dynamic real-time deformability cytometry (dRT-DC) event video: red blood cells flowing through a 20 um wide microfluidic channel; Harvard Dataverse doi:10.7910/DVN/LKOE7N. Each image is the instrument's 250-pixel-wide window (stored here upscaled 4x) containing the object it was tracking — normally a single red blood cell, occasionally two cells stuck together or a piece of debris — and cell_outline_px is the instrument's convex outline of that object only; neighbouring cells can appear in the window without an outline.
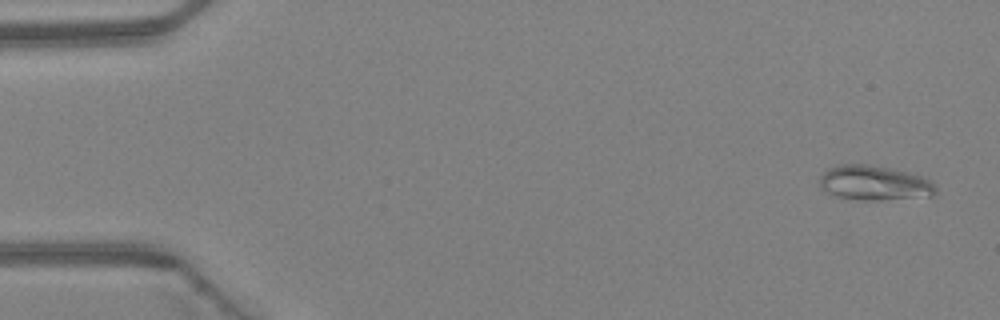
{"species": "Egyptian fruit bat (a non-hibernating species)", "species_latin": "Rousettus aegyptiacus", "temperature_condition": "warm", "stored_images_in_passage": 4, "camera_frame_rate_fps": 3000, "um_per_image_px": 0.085, "animal": {"sex": "female"}, "frame": {"image": 1, "passage_image": 1, "time_ms": 0.0, "image_size_px": [1000, 320], "cell_outline_px": [[936, 192], [932, 196], [880, 200], [860, 200], [836, 196], [828, 192], [820, 184], [820, 176], [828, 168], [840, 164], [868, 164], [892, 168], [908, 172], [920, 176], [928, 180], [936, 188]], "centroid_in_image_um": [74.31, 15.54], "position_along_channel_um": 10.7, "area_um2": 23.35}}